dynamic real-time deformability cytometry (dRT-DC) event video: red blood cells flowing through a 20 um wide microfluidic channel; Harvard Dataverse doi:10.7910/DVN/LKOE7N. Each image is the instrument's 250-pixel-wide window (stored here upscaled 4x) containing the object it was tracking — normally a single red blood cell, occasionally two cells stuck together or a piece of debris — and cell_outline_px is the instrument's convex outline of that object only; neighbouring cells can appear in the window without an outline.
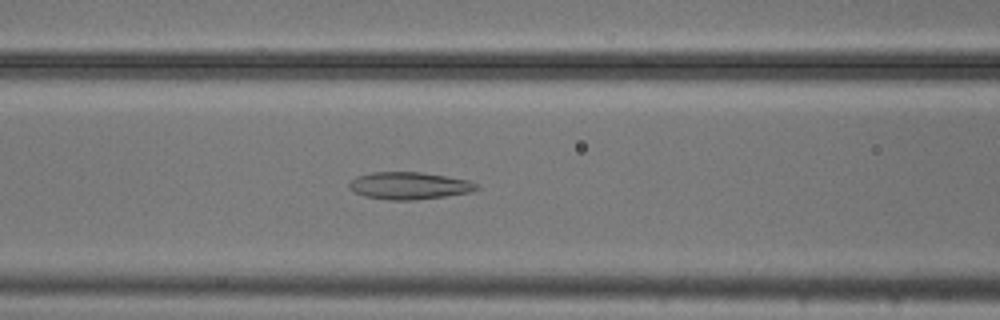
{"species": "common noctule bat (a hibernating species)", "species_latin": "Nyctalus noctula", "temperature_condition": "cold", "stored_images_in_passage": 54, "camera_frame_rate_fps": 3000, "um_per_image_px": 0.085, "animal": {"sex": "male", "body_mass_g": 20.5, "forearm_length_mm": 52.5}, "frame": {"image": 1, "passage_image": 22, "time_ms": 7.0, "image_size_px": [1000, 320], "cell_outline_px": [[480, 188], [468, 192], [444, 196], [416, 200], [388, 200], [364, 196], [348, 188], [348, 184], [356, 176], [372, 172], [420, 172], [468, 180], [480, 184]], "centroid_in_image_um": [34.77, 15.78], "position_along_channel_um": 131.8, "area_um2": 20.17}}
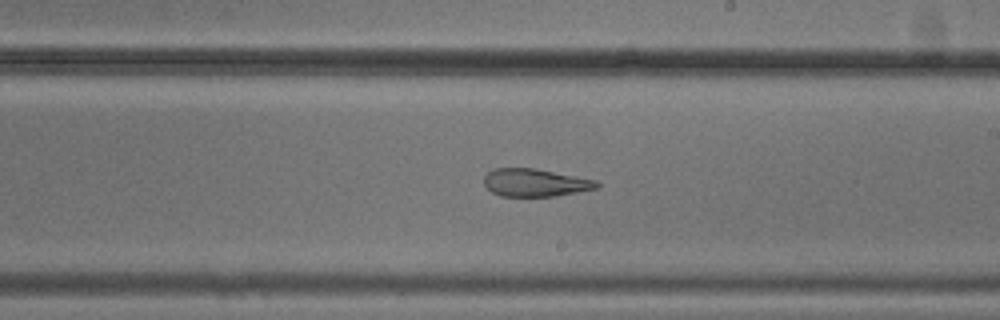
{"frame": {"image": 2, "passage_image": 31, "time_ms": 10.0, "image_size_px": [1000, 320], "cell_outline_px": [[600, 188], [556, 196], [500, 196], [492, 192], [484, 184], [484, 176], [492, 168], [536, 168], [596, 180], [600, 184]], "centroid_in_image_um": [45.5, 15.52], "position_along_channel_um": 243.5, "area_um2": 18.38}}
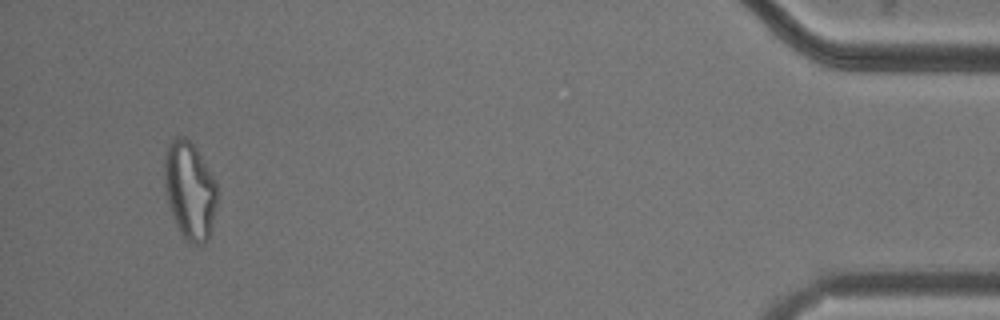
{"frame": {"image": 3, "passage_image": 51, "time_ms": 16.667, "image_size_px": [1000, 320], "cell_outline_px": [[216, 204], [208, 236], [204, 244], [188, 244], [184, 240], [172, 216], [168, 204], [164, 184], [164, 160], [168, 144], [176, 136], [184, 136], [192, 144], [216, 180]], "centroid_in_image_um": [16.09, 16.2], "position_along_channel_um": 419.1, "area_um2": 29.77}, "authors_computed_cell_mechanics": {"area_um2": 25.2875, "velocity_mm_per_s": 3.7315, "shape_relaxation_time_tau1_ms": null, "shape_relaxation_time_tau2_ms": 2.8368, "deformation_change_tau1": null, "deformation_change_tau2": 0.1094}}